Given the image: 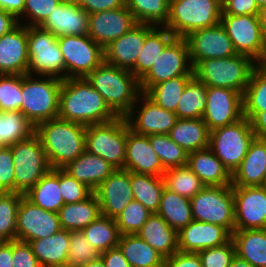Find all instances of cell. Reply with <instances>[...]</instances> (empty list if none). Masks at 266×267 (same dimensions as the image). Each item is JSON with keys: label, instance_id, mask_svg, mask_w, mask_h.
<instances>
[{"label": "cell", "instance_id": "cell-11", "mask_svg": "<svg viewBox=\"0 0 266 267\" xmlns=\"http://www.w3.org/2000/svg\"><path fill=\"white\" fill-rule=\"evenodd\" d=\"M194 220L235 231L233 186H205L190 199Z\"/></svg>", "mask_w": 266, "mask_h": 267}, {"label": "cell", "instance_id": "cell-47", "mask_svg": "<svg viewBox=\"0 0 266 267\" xmlns=\"http://www.w3.org/2000/svg\"><path fill=\"white\" fill-rule=\"evenodd\" d=\"M148 137L165 170L187 165L188 153L171 140L168 134H152Z\"/></svg>", "mask_w": 266, "mask_h": 267}, {"label": "cell", "instance_id": "cell-49", "mask_svg": "<svg viewBox=\"0 0 266 267\" xmlns=\"http://www.w3.org/2000/svg\"><path fill=\"white\" fill-rule=\"evenodd\" d=\"M152 214L141 202L131 201L115 218L121 235L137 234Z\"/></svg>", "mask_w": 266, "mask_h": 267}, {"label": "cell", "instance_id": "cell-15", "mask_svg": "<svg viewBox=\"0 0 266 267\" xmlns=\"http://www.w3.org/2000/svg\"><path fill=\"white\" fill-rule=\"evenodd\" d=\"M244 118L243 95L222 87H208L202 120L209 131L234 124Z\"/></svg>", "mask_w": 266, "mask_h": 267}, {"label": "cell", "instance_id": "cell-12", "mask_svg": "<svg viewBox=\"0 0 266 267\" xmlns=\"http://www.w3.org/2000/svg\"><path fill=\"white\" fill-rule=\"evenodd\" d=\"M220 23L237 54L248 56L258 64L266 63V39L258 15L222 14Z\"/></svg>", "mask_w": 266, "mask_h": 267}, {"label": "cell", "instance_id": "cell-60", "mask_svg": "<svg viewBox=\"0 0 266 267\" xmlns=\"http://www.w3.org/2000/svg\"><path fill=\"white\" fill-rule=\"evenodd\" d=\"M100 257L105 267H131L119 247L101 253Z\"/></svg>", "mask_w": 266, "mask_h": 267}, {"label": "cell", "instance_id": "cell-7", "mask_svg": "<svg viewBox=\"0 0 266 267\" xmlns=\"http://www.w3.org/2000/svg\"><path fill=\"white\" fill-rule=\"evenodd\" d=\"M127 120L118 116L105 123L86 126L85 150L102 157L115 169H124Z\"/></svg>", "mask_w": 266, "mask_h": 267}, {"label": "cell", "instance_id": "cell-3", "mask_svg": "<svg viewBox=\"0 0 266 267\" xmlns=\"http://www.w3.org/2000/svg\"><path fill=\"white\" fill-rule=\"evenodd\" d=\"M85 79L117 115L125 117L141 94L139 80L127 69L103 61Z\"/></svg>", "mask_w": 266, "mask_h": 267}, {"label": "cell", "instance_id": "cell-67", "mask_svg": "<svg viewBox=\"0 0 266 267\" xmlns=\"http://www.w3.org/2000/svg\"><path fill=\"white\" fill-rule=\"evenodd\" d=\"M80 267H105V264L102 261V258L99 257V258L92 260V261H90V262H88L85 265H82Z\"/></svg>", "mask_w": 266, "mask_h": 267}, {"label": "cell", "instance_id": "cell-63", "mask_svg": "<svg viewBox=\"0 0 266 267\" xmlns=\"http://www.w3.org/2000/svg\"><path fill=\"white\" fill-rule=\"evenodd\" d=\"M19 24L18 19L13 15L0 9V37L10 32Z\"/></svg>", "mask_w": 266, "mask_h": 267}, {"label": "cell", "instance_id": "cell-13", "mask_svg": "<svg viewBox=\"0 0 266 267\" xmlns=\"http://www.w3.org/2000/svg\"><path fill=\"white\" fill-rule=\"evenodd\" d=\"M65 62V79L85 78L104 61V49L89 35L58 37Z\"/></svg>", "mask_w": 266, "mask_h": 267}, {"label": "cell", "instance_id": "cell-42", "mask_svg": "<svg viewBox=\"0 0 266 267\" xmlns=\"http://www.w3.org/2000/svg\"><path fill=\"white\" fill-rule=\"evenodd\" d=\"M244 117L251 120L266 110V63L257 64L243 95Z\"/></svg>", "mask_w": 266, "mask_h": 267}, {"label": "cell", "instance_id": "cell-6", "mask_svg": "<svg viewBox=\"0 0 266 267\" xmlns=\"http://www.w3.org/2000/svg\"><path fill=\"white\" fill-rule=\"evenodd\" d=\"M222 0H170L169 20L164 26L176 37L220 23Z\"/></svg>", "mask_w": 266, "mask_h": 267}, {"label": "cell", "instance_id": "cell-48", "mask_svg": "<svg viewBox=\"0 0 266 267\" xmlns=\"http://www.w3.org/2000/svg\"><path fill=\"white\" fill-rule=\"evenodd\" d=\"M23 196L20 192H0V234L7 241L16 240V220Z\"/></svg>", "mask_w": 266, "mask_h": 267}, {"label": "cell", "instance_id": "cell-68", "mask_svg": "<svg viewBox=\"0 0 266 267\" xmlns=\"http://www.w3.org/2000/svg\"><path fill=\"white\" fill-rule=\"evenodd\" d=\"M62 1H64L65 3H70L80 6L83 0H62Z\"/></svg>", "mask_w": 266, "mask_h": 267}, {"label": "cell", "instance_id": "cell-59", "mask_svg": "<svg viewBox=\"0 0 266 267\" xmlns=\"http://www.w3.org/2000/svg\"><path fill=\"white\" fill-rule=\"evenodd\" d=\"M126 5V0H83L81 7L89 14L105 10H114Z\"/></svg>", "mask_w": 266, "mask_h": 267}, {"label": "cell", "instance_id": "cell-26", "mask_svg": "<svg viewBox=\"0 0 266 267\" xmlns=\"http://www.w3.org/2000/svg\"><path fill=\"white\" fill-rule=\"evenodd\" d=\"M89 13L81 6L62 1L52 10L41 28L56 37L68 35H88Z\"/></svg>", "mask_w": 266, "mask_h": 267}, {"label": "cell", "instance_id": "cell-30", "mask_svg": "<svg viewBox=\"0 0 266 267\" xmlns=\"http://www.w3.org/2000/svg\"><path fill=\"white\" fill-rule=\"evenodd\" d=\"M137 235L164 258L178 251L177 231L157 213H152Z\"/></svg>", "mask_w": 266, "mask_h": 267}, {"label": "cell", "instance_id": "cell-38", "mask_svg": "<svg viewBox=\"0 0 266 267\" xmlns=\"http://www.w3.org/2000/svg\"><path fill=\"white\" fill-rule=\"evenodd\" d=\"M156 213L177 232L194 220L190 199L165 187Z\"/></svg>", "mask_w": 266, "mask_h": 267}, {"label": "cell", "instance_id": "cell-66", "mask_svg": "<svg viewBox=\"0 0 266 267\" xmlns=\"http://www.w3.org/2000/svg\"><path fill=\"white\" fill-rule=\"evenodd\" d=\"M229 267H254V266L251 265L246 260H243L239 258L237 255H235Z\"/></svg>", "mask_w": 266, "mask_h": 267}, {"label": "cell", "instance_id": "cell-52", "mask_svg": "<svg viewBox=\"0 0 266 267\" xmlns=\"http://www.w3.org/2000/svg\"><path fill=\"white\" fill-rule=\"evenodd\" d=\"M61 2L62 0H25L23 13L18 22L25 26H40ZM25 17L26 24L23 22Z\"/></svg>", "mask_w": 266, "mask_h": 267}, {"label": "cell", "instance_id": "cell-22", "mask_svg": "<svg viewBox=\"0 0 266 267\" xmlns=\"http://www.w3.org/2000/svg\"><path fill=\"white\" fill-rule=\"evenodd\" d=\"M155 27L151 24L137 23L104 49V61L131 71L142 51L146 36Z\"/></svg>", "mask_w": 266, "mask_h": 267}, {"label": "cell", "instance_id": "cell-33", "mask_svg": "<svg viewBox=\"0 0 266 267\" xmlns=\"http://www.w3.org/2000/svg\"><path fill=\"white\" fill-rule=\"evenodd\" d=\"M168 135L187 153L209 147L210 131L202 118L177 119Z\"/></svg>", "mask_w": 266, "mask_h": 267}, {"label": "cell", "instance_id": "cell-53", "mask_svg": "<svg viewBox=\"0 0 266 267\" xmlns=\"http://www.w3.org/2000/svg\"><path fill=\"white\" fill-rule=\"evenodd\" d=\"M202 267H229L236 255L232 238L219 246L206 248L198 252Z\"/></svg>", "mask_w": 266, "mask_h": 267}, {"label": "cell", "instance_id": "cell-45", "mask_svg": "<svg viewBox=\"0 0 266 267\" xmlns=\"http://www.w3.org/2000/svg\"><path fill=\"white\" fill-rule=\"evenodd\" d=\"M192 76H180L163 81L150 87L144 94L165 110L176 111L188 80Z\"/></svg>", "mask_w": 266, "mask_h": 267}, {"label": "cell", "instance_id": "cell-25", "mask_svg": "<svg viewBox=\"0 0 266 267\" xmlns=\"http://www.w3.org/2000/svg\"><path fill=\"white\" fill-rule=\"evenodd\" d=\"M28 74L27 26L18 24L0 37V75Z\"/></svg>", "mask_w": 266, "mask_h": 267}, {"label": "cell", "instance_id": "cell-41", "mask_svg": "<svg viewBox=\"0 0 266 267\" xmlns=\"http://www.w3.org/2000/svg\"><path fill=\"white\" fill-rule=\"evenodd\" d=\"M131 187L134 200L141 202L152 213L158 211L165 187L162 177L131 172Z\"/></svg>", "mask_w": 266, "mask_h": 267}, {"label": "cell", "instance_id": "cell-2", "mask_svg": "<svg viewBox=\"0 0 266 267\" xmlns=\"http://www.w3.org/2000/svg\"><path fill=\"white\" fill-rule=\"evenodd\" d=\"M35 134L41 141L51 169H63L85 151L84 124L55 118L38 124Z\"/></svg>", "mask_w": 266, "mask_h": 267}, {"label": "cell", "instance_id": "cell-69", "mask_svg": "<svg viewBox=\"0 0 266 267\" xmlns=\"http://www.w3.org/2000/svg\"><path fill=\"white\" fill-rule=\"evenodd\" d=\"M259 8L263 5H266V0H255Z\"/></svg>", "mask_w": 266, "mask_h": 267}, {"label": "cell", "instance_id": "cell-1", "mask_svg": "<svg viewBox=\"0 0 266 267\" xmlns=\"http://www.w3.org/2000/svg\"><path fill=\"white\" fill-rule=\"evenodd\" d=\"M118 117L85 78L62 81L58 118L84 124L105 123Z\"/></svg>", "mask_w": 266, "mask_h": 267}, {"label": "cell", "instance_id": "cell-51", "mask_svg": "<svg viewBox=\"0 0 266 267\" xmlns=\"http://www.w3.org/2000/svg\"><path fill=\"white\" fill-rule=\"evenodd\" d=\"M99 251L91 246L82 231H70V245L67 263L73 267H80L100 257Z\"/></svg>", "mask_w": 266, "mask_h": 267}, {"label": "cell", "instance_id": "cell-54", "mask_svg": "<svg viewBox=\"0 0 266 267\" xmlns=\"http://www.w3.org/2000/svg\"><path fill=\"white\" fill-rule=\"evenodd\" d=\"M59 187L64 204L81 202L93 193L90 188L77 181L63 169H59Z\"/></svg>", "mask_w": 266, "mask_h": 267}, {"label": "cell", "instance_id": "cell-16", "mask_svg": "<svg viewBox=\"0 0 266 267\" xmlns=\"http://www.w3.org/2000/svg\"><path fill=\"white\" fill-rule=\"evenodd\" d=\"M61 229L58 213L45 210L22 197L16 220V240L29 242L43 239Z\"/></svg>", "mask_w": 266, "mask_h": 267}, {"label": "cell", "instance_id": "cell-5", "mask_svg": "<svg viewBox=\"0 0 266 267\" xmlns=\"http://www.w3.org/2000/svg\"><path fill=\"white\" fill-rule=\"evenodd\" d=\"M257 64L248 56L236 54L228 58L202 60L193 72L207 87L229 88L244 95Z\"/></svg>", "mask_w": 266, "mask_h": 267}, {"label": "cell", "instance_id": "cell-23", "mask_svg": "<svg viewBox=\"0 0 266 267\" xmlns=\"http://www.w3.org/2000/svg\"><path fill=\"white\" fill-rule=\"evenodd\" d=\"M231 238L232 233L223 226L192 220L177 232L178 250L198 253L222 245Z\"/></svg>", "mask_w": 266, "mask_h": 267}, {"label": "cell", "instance_id": "cell-31", "mask_svg": "<svg viewBox=\"0 0 266 267\" xmlns=\"http://www.w3.org/2000/svg\"><path fill=\"white\" fill-rule=\"evenodd\" d=\"M41 267L66 264L70 245V231L61 229L52 236L28 242Z\"/></svg>", "mask_w": 266, "mask_h": 267}, {"label": "cell", "instance_id": "cell-27", "mask_svg": "<svg viewBox=\"0 0 266 267\" xmlns=\"http://www.w3.org/2000/svg\"><path fill=\"white\" fill-rule=\"evenodd\" d=\"M266 177V139L255 137L231 175L232 186H262Z\"/></svg>", "mask_w": 266, "mask_h": 267}, {"label": "cell", "instance_id": "cell-39", "mask_svg": "<svg viewBox=\"0 0 266 267\" xmlns=\"http://www.w3.org/2000/svg\"><path fill=\"white\" fill-rule=\"evenodd\" d=\"M208 87L195 75L187 82L183 94L178 102L175 114L178 119L202 118L207 100Z\"/></svg>", "mask_w": 266, "mask_h": 267}, {"label": "cell", "instance_id": "cell-17", "mask_svg": "<svg viewBox=\"0 0 266 267\" xmlns=\"http://www.w3.org/2000/svg\"><path fill=\"white\" fill-rule=\"evenodd\" d=\"M185 39L188 43L189 58L193 68L205 59L228 58L237 54L221 23L195 30Z\"/></svg>", "mask_w": 266, "mask_h": 267}, {"label": "cell", "instance_id": "cell-57", "mask_svg": "<svg viewBox=\"0 0 266 267\" xmlns=\"http://www.w3.org/2000/svg\"><path fill=\"white\" fill-rule=\"evenodd\" d=\"M222 14L258 15L259 6L255 0H222Z\"/></svg>", "mask_w": 266, "mask_h": 267}, {"label": "cell", "instance_id": "cell-20", "mask_svg": "<svg viewBox=\"0 0 266 267\" xmlns=\"http://www.w3.org/2000/svg\"><path fill=\"white\" fill-rule=\"evenodd\" d=\"M137 22L126 5L89 14L88 35L103 49L127 33Z\"/></svg>", "mask_w": 266, "mask_h": 267}, {"label": "cell", "instance_id": "cell-14", "mask_svg": "<svg viewBox=\"0 0 266 267\" xmlns=\"http://www.w3.org/2000/svg\"><path fill=\"white\" fill-rule=\"evenodd\" d=\"M189 47L185 38L175 37L162 51L150 70L139 80L141 93L155 84L180 76H193Z\"/></svg>", "mask_w": 266, "mask_h": 267}, {"label": "cell", "instance_id": "cell-8", "mask_svg": "<svg viewBox=\"0 0 266 267\" xmlns=\"http://www.w3.org/2000/svg\"><path fill=\"white\" fill-rule=\"evenodd\" d=\"M28 74L65 80V62L58 37L40 26H27Z\"/></svg>", "mask_w": 266, "mask_h": 267}, {"label": "cell", "instance_id": "cell-18", "mask_svg": "<svg viewBox=\"0 0 266 267\" xmlns=\"http://www.w3.org/2000/svg\"><path fill=\"white\" fill-rule=\"evenodd\" d=\"M235 230L266 229V192L262 186H233Z\"/></svg>", "mask_w": 266, "mask_h": 267}, {"label": "cell", "instance_id": "cell-37", "mask_svg": "<svg viewBox=\"0 0 266 267\" xmlns=\"http://www.w3.org/2000/svg\"><path fill=\"white\" fill-rule=\"evenodd\" d=\"M176 36L165 27H155L145 38V43L137 57L135 67L130 71L140 80L161 55L164 48Z\"/></svg>", "mask_w": 266, "mask_h": 267}, {"label": "cell", "instance_id": "cell-19", "mask_svg": "<svg viewBox=\"0 0 266 267\" xmlns=\"http://www.w3.org/2000/svg\"><path fill=\"white\" fill-rule=\"evenodd\" d=\"M138 102L141 103V106L139 105L137 114ZM125 118L130 129L138 134L147 136L169 134L178 119L174 112L158 106L144 93L138 96L136 103Z\"/></svg>", "mask_w": 266, "mask_h": 267}, {"label": "cell", "instance_id": "cell-50", "mask_svg": "<svg viewBox=\"0 0 266 267\" xmlns=\"http://www.w3.org/2000/svg\"><path fill=\"white\" fill-rule=\"evenodd\" d=\"M22 75H0V111H20Z\"/></svg>", "mask_w": 266, "mask_h": 267}, {"label": "cell", "instance_id": "cell-55", "mask_svg": "<svg viewBox=\"0 0 266 267\" xmlns=\"http://www.w3.org/2000/svg\"><path fill=\"white\" fill-rule=\"evenodd\" d=\"M0 192H15L14 161L10 146L0 148Z\"/></svg>", "mask_w": 266, "mask_h": 267}, {"label": "cell", "instance_id": "cell-9", "mask_svg": "<svg viewBox=\"0 0 266 267\" xmlns=\"http://www.w3.org/2000/svg\"><path fill=\"white\" fill-rule=\"evenodd\" d=\"M255 137L250 120L244 117L234 124L212 130L209 148L232 175Z\"/></svg>", "mask_w": 266, "mask_h": 267}, {"label": "cell", "instance_id": "cell-65", "mask_svg": "<svg viewBox=\"0 0 266 267\" xmlns=\"http://www.w3.org/2000/svg\"><path fill=\"white\" fill-rule=\"evenodd\" d=\"M258 17H259V22L261 25L263 36L266 39V5H263L259 8Z\"/></svg>", "mask_w": 266, "mask_h": 267}, {"label": "cell", "instance_id": "cell-29", "mask_svg": "<svg viewBox=\"0 0 266 267\" xmlns=\"http://www.w3.org/2000/svg\"><path fill=\"white\" fill-rule=\"evenodd\" d=\"M187 166L205 186L231 185V174L209 147L189 152Z\"/></svg>", "mask_w": 266, "mask_h": 267}, {"label": "cell", "instance_id": "cell-46", "mask_svg": "<svg viewBox=\"0 0 266 267\" xmlns=\"http://www.w3.org/2000/svg\"><path fill=\"white\" fill-rule=\"evenodd\" d=\"M162 178L165 188L189 199L205 187L201 179L187 165L166 169Z\"/></svg>", "mask_w": 266, "mask_h": 267}, {"label": "cell", "instance_id": "cell-56", "mask_svg": "<svg viewBox=\"0 0 266 267\" xmlns=\"http://www.w3.org/2000/svg\"><path fill=\"white\" fill-rule=\"evenodd\" d=\"M12 267H41L28 242L13 240Z\"/></svg>", "mask_w": 266, "mask_h": 267}, {"label": "cell", "instance_id": "cell-62", "mask_svg": "<svg viewBox=\"0 0 266 267\" xmlns=\"http://www.w3.org/2000/svg\"><path fill=\"white\" fill-rule=\"evenodd\" d=\"M25 0H0V9L13 14L17 19L22 16Z\"/></svg>", "mask_w": 266, "mask_h": 267}, {"label": "cell", "instance_id": "cell-73", "mask_svg": "<svg viewBox=\"0 0 266 267\" xmlns=\"http://www.w3.org/2000/svg\"><path fill=\"white\" fill-rule=\"evenodd\" d=\"M5 147V145L0 140V148Z\"/></svg>", "mask_w": 266, "mask_h": 267}, {"label": "cell", "instance_id": "cell-43", "mask_svg": "<svg viewBox=\"0 0 266 267\" xmlns=\"http://www.w3.org/2000/svg\"><path fill=\"white\" fill-rule=\"evenodd\" d=\"M137 23L164 27L169 20L170 0H126Z\"/></svg>", "mask_w": 266, "mask_h": 267}, {"label": "cell", "instance_id": "cell-61", "mask_svg": "<svg viewBox=\"0 0 266 267\" xmlns=\"http://www.w3.org/2000/svg\"><path fill=\"white\" fill-rule=\"evenodd\" d=\"M250 122L255 136L266 139V110L257 113Z\"/></svg>", "mask_w": 266, "mask_h": 267}, {"label": "cell", "instance_id": "cell-71", "mask_svg": "<svg viewBox=\"0 0 266 267\" xmlns=\"http://www.w3.org/2000/svg\"><path fill=\"white\" fill-rule=\"evenodd\" d=\"M7 240L0 234V246L3 245Z\"/></svg>", "mask_w": 266, "mask_h": 267}, {"label": "cell", "instance_id": "cell-44", "mask_svg": "<svg viewBox=\"0 0 266 267\" xmlns=\"http://www.w3.org/2000/svg\"><path fill=\"white\" fill-rule=\"evenodd\" d=\"M35 126L20 111H0V140L5 146L30 138Z\"/></svg>", "mask_w": 266, "mask_h": 267}, {"label": "cell", "instance_id": "cell-24", "mask_svg": "<svg viewBox=\"0 0 266 267\" xmlns=\"http://www.w3.org/2000/svg\"><path fill=\"white\" fill-rule=\"evenodd\" d=\"M124 169L157 177H162L165 172L158 155L150 144L149 137L134 132L130 129L128 122Z\"/></svg>", "mask_w": 266, "mask_h": 267}, {"label": "cell", "instance_id": "cell-35", "mask_svg": "<svg viewBox=\"0 0 266 267\" xmlns=\"http://www.w3.org/2000/svg\"><path fill=\"white\" fill-rule=\"evenodd\" d=\"M118 247L131 267H164L165 258L137 234L121 235Z\"/></svg>", "mask_w": 266, "mask_h": 267}, {"label": "cell", "instance_id": "cell-21", "mask_svg": "<svg viewBox=\"0 0 266 267\" xmlns=\"http://www.w3.org/2000/svg\"><path fill=\"white\" fill-rule=\"evenodd\" d=\"M100 203L101 215L115 219L134 200L131 172L115 169L94 191Z\"/></svg>", "mask_w": 266, "mask_h": 267}, {"label": "cell", "instance_id": "cell-72", "mask_svg": "<svg viewBox=\"0 0 266 267\" xmlns=\"http://www.w3.org/2000/svg\"><path fill=\"white\" fill-rule=\"evenodd\" d=\"M262 187L264 188V190L266 192V177H265V180H264V183H263Z\"/></svg>", "mask_w": 266, "mask_h": 267}, {"label": "cell", "instance_id": "cell-70", "mask_svg": "<svg viewBox=\"0 0 266 267\" xmlns=\"http://www.w3.org/2000/svg\"><path fill=\"white\" fill-rule=\"evenodd\" d=\"M51 267H73V266H71L68 263H66V264H60V265L51 266Z\"/></svg>", "mask_w": 266, "mask_h": 267}, {"label": "cell", "instance_id": "cell-36", "mask_svg": "<svg viewBox=\"0 0 266 267\" xmlns=\"http://www.w3.org/2000/svg\"><path fill=\"white\" fill-rule=\"evenodd\" d=\"M59 187V169H51L24 196L35 205L58 213L64 205Z\"/></svg>", "mask_w": 266, "mask_h": 267}, {"label": "cell", "instance_id": "cell-40", "mask_svg": "<svg viewBox=\"0 0 266 267\" xmlns=\"http://www.w3.org/2000/svg\"><path fill=\"white\" fill-rule=\"evenodd\" d=\"M81 231L87 242L100 254L118 247L121 233L113 218L100 215Z\"/></svg>", "mask_w": 266, "mask_h": 267}, {"label": "cell", "instance_id": "cell-34", "mask_svg": "<svg viewBox=\"0 0 266 267\" xmlns=\"http://www.w3.org/2000/svg\"><path fill=\"white\" fill-rule=\"evenodd\" d=\"M236 255L254 267H266V229L235 230Z\"/></svg>", "mask_w": 266, "mask_h": 267}, {"label": "cell", "instance_id": "cell-64", "mask_svg": "<svg viewBox=\"0 0 266 267\" xmlns=\"http://www.w3.org/2000/svg\"><path fill=\"white\" fill-rule=\"evenodd\" d=\"M13 240L6 241L0 246V267H12L13 265Z\"/></svg>", "mask_w": 266, "mask_h": 267}, {"label": "cell", "instance_id": "cell-28", "mask_svg": "<svg viewBox=\"0 0 266 267\" xmlns=\"http://www.w3.org/2000/svg\"><path fill=\"white\" fill-rule=\"evenodd\" d=\"M63 170L94 192L115 171V168L102 157L85 150Z\"/></svg>", "mask_w": 266, "mask_h": 267}, {"label": "cell", "instance_id": "cell-10", "mask_svg": "<svg viewBox=\"0 0 266 267\" xmlns=\"http://www.w3.org/2000/svg\"><path fill=\"white\" fill-rule=\"evenodd\" d=\"M14 161L15 192L25 194L51 170L46 152L36 134L10 145Z\"/></svg>", "mask_w": 266, "mask_h": 267}, {"label": "cell", "instance_id": "cell-4", "mask_svg": "<svg viewBox=\"0 0 266 267\" xmlns=\"http://www.w3.org/2000/svg\"><path fill=\"white\" fill-rule=\"evenodd\" d=\"M22 75V105L20 112L36 127L58 118L62 81L51 76Z\"/></svg>", "mask_w": 266, "mask_h": 267}, {"label": "cell", "instance_id": "cell-58", "mask_svg": "<svg viewBox=\"0 0 266 267\" xmlns=\"http://www.w3.org/2000/svg\"><path fill=\"white\" fill-rule=\"evenodd\" d=\"M164 267H202L198 253L177 251L165 258Z\"/></svg>", "mask_w": 266, "mask_h": 267}, {"label": "cell", "instance_id": "cell-32", "mask_svg": "<svg viewBox=\"0 0 266 267\" xmlns=\"http://www.w3.org/2000/svg\"><path fill=\"white\" fill-rule=\"evenodd\" d=\"M58 215L62 229L81 231L101 215L100 203L93 192L81 202L64 204Z\"/></svg>", "mask_w": 266, "mask_h": 267}]
</instances>
